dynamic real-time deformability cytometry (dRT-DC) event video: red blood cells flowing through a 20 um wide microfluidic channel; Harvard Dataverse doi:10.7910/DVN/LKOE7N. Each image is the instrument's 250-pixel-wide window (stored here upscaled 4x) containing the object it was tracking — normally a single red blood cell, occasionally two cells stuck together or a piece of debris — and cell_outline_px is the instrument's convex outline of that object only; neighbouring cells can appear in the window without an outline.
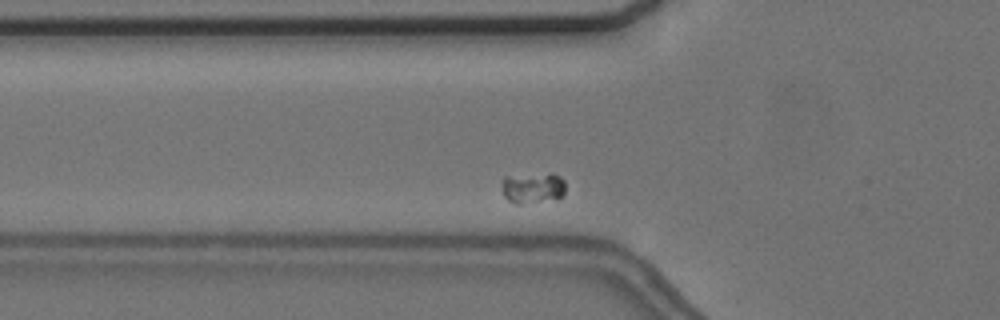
{"species": "common noctule bat (a hibernating species)", "species_latin": "Nyctalus noctula", "temperature_condition": "cold", "stored_images_in_passage": 39, "camera_frame_rate_fps": 3000, "um_per_image_px": 0.085, "animal": {"sex": "female", "body_mass_g": 24.6, "forearm_length_mm": 56.2}, "frame": {"image": 1, "passage_image": 6, "time_ms": 1.667, "image_size_px": [1000, 320], "cell_outline_px": [[564, 192], [560, 196], [520, 204], [516, 204], [508, 200], [504, 196], [504, 176], [548, 172], [552, 172], [560, 176], [564, 180]], "centroid_in_image_um": [45.29, 15.91], "position_along_channel_um": 80.5, "area_um2": 11.21}}
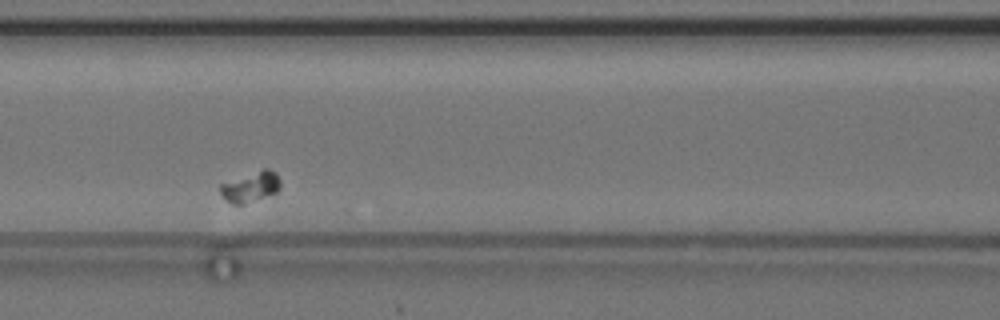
{"frame": {"image": 2, "passage_image": 12, "time_ms": 3.667, "image_size_px": [1000, 320], "cell_outline_px": [[280, 188], [276, 192], [244, 204], [232, 204], [224, 200], [220, 192], [220, 184], [264, 168], [268, 168], [276, 172], [280, 180]], "centroid_in_image_um": [21.3, 15.88], "position_along_channel_um": 145.3, "area_um2": 10.58}}